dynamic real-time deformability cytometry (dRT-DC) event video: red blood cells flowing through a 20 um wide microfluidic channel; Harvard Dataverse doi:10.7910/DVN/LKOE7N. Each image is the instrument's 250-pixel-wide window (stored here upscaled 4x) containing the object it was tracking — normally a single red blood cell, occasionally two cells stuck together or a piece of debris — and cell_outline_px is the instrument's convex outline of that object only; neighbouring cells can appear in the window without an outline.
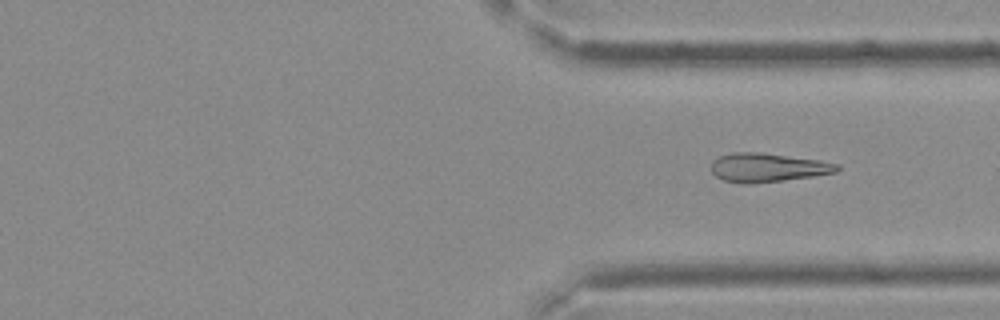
{"species": "Egyptian fruit bat (a non-hibernating species)", "species_latin": "Rousettus aegyptiacus", "temperature_condition": "cold", "stored_images_in_passage": 28, "segment_of_instrument_passage": [2, 2], "camera_frame_rate_fps": 3000, "um_per_image_px": 0.085, "frame": {"image": 1, "passage_image": 28, "time_ms": 9.0, "image_size_px": [1000, 320], "cell_outline_px": [[840, 168], [836, 172], [812, 176], [784, 180], [748, 184], [744, 184], [724, 180], [716, 176], [712, 172], [712, 160], [720, 156], [732, 152], [756, 152], [820, 160], [840, 164]], "centroid_in_image_um": [65.24, 14.24], "position_along_channel_um": 346.2, "area_um2": 20.98}}